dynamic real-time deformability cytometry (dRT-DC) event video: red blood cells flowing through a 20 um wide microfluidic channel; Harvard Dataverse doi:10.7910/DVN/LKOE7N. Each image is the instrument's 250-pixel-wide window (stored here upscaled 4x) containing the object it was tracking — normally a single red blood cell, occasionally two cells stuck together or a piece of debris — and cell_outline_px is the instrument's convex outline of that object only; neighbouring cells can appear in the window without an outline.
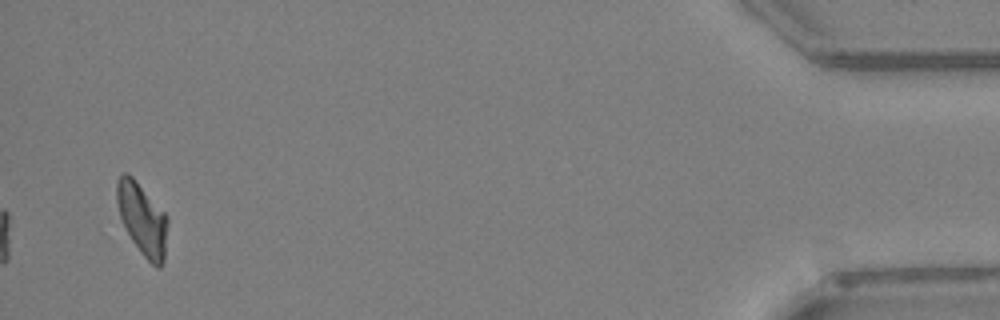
{"species": "Egyptian fruit bat (a non-hibernating species)", "species_latin": "Rousettus aegyptiacus", "temperature_condition": "warm", "stored_images_in_passage": 31, "camera_frame_rate_fps": 3000, "um_per_image_px": 0.085, "animal": {"sex": "female"}, "frame": {"image": 1, "passage_image": 31, "time_ms": 10.0, "image_size_px": [1000, 320], "cell_outline_px": [[168, 220], [164, 260], [160, 268], [156, 268], [140, 252], [132, 240], [120, 216], [116, 200], [116, 180], [124, 172], [132, 176], [136, 180], [164, 212]], "centroid_in_image_um": [12.09, 18.62], "position_along_channel_um": 423.1, "area_um2": 21.1}}